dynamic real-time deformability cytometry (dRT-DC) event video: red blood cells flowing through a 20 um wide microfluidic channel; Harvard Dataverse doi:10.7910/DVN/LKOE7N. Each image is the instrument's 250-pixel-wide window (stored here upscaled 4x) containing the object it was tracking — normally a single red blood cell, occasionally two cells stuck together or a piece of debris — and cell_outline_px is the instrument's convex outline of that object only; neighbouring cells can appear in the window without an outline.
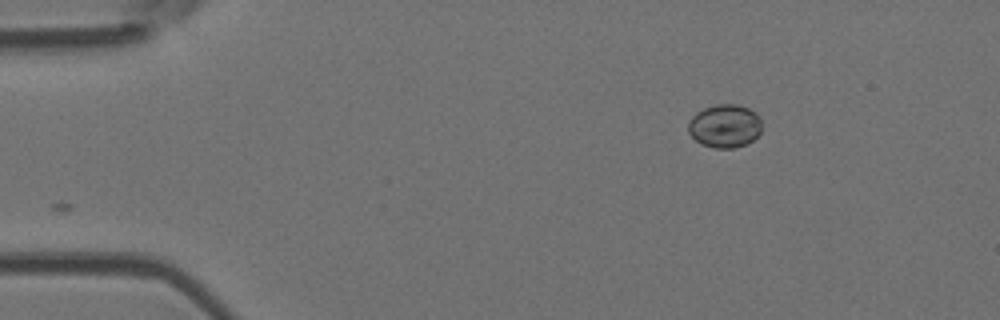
{"species": "Egyptian fruit bat (a non-hibernating species)", "species_latin": "Rousettus aegyptiacus", "temperature_condition": "room temperature", "stored_images_in_passage": 47, "camera_frame_rate_fps": 3000, "um_per_image_px": 0.085, "animal": {"sex": "female"}, "frame": {"image": 1, "passage_image": 1, "time_ms": 0.0, "image_size_px": [1000, 320], "cell_outline_px": [[760, 132], [748, 144], [732, 148], [716, 148], [700, 144], [688, 132], [688, 120], [696, 112], [704, 108], [716, 104], [736, 104], [748, 108], [756, 112], [760, 116]], "centroid_in_image_um": [61.59, 10.7], "position_along_channel_um": 23.4, "area_um2": 18.67}}
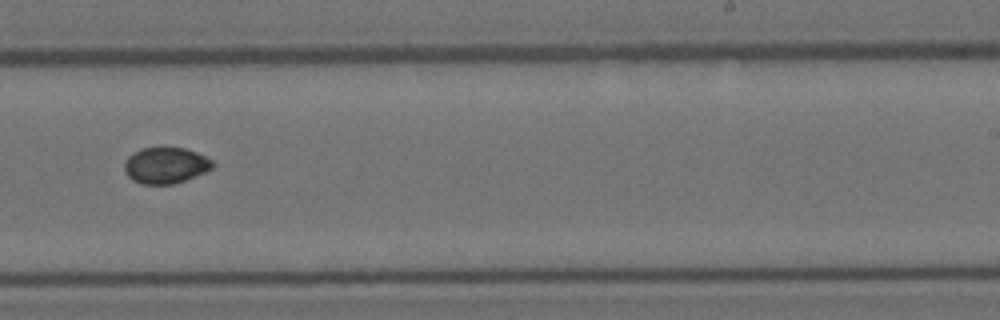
{"frame": {"image": 2, "passage_image": 27, "time_ms": 8.667, "image_size_px": [1000, 320], "cell_outline_px": [[216, 164], [212, 168], [204, 172], [184, 180], [172, 184], [140, 184], [132, 180], [124, 172], [124, 164], [128, 156], [140, 148], [184, 148], [196, 152], [212, 160]], "centroid_in_image_um": [14.05, 14.06], "position_along_channel_um": 275.0, "area_um2": 18.5}}
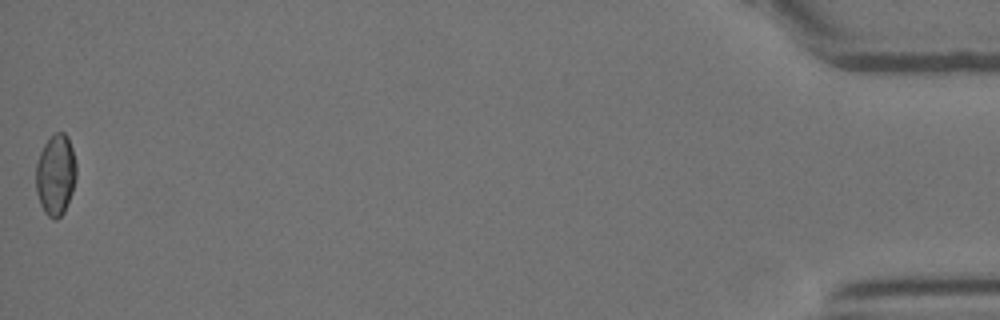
{"frame": {"image": 3, "passage_image": 47, "time_ms": 15.333, "image_size_px": [1000, 320], "cell_outline_px": [[76, 180], [72, 192], [64, 212], [56, 220], [48, 216], [44, 212], [40, 204], [36, 192], [36, 164], [40, 152], [44, 144], [56, 132], [64, 132], [68, 136], [72, 148], [76, 164]], "centroid_in_image_um": [4.73, 14.87], "position_along_channel_um": 430.5, "area_um2": 19.13}, "authors_computed_cell_mechanics": {"area_um2": 18.7272, "velocity_mm_per_s": 3.776, "shape_relaxation_time_tau1_ms": null, "shape_relaxation_time_tau2_ms": 3.5883, "deformation_change_tau1": null, "deformation_change_tau2": 0.0335}}